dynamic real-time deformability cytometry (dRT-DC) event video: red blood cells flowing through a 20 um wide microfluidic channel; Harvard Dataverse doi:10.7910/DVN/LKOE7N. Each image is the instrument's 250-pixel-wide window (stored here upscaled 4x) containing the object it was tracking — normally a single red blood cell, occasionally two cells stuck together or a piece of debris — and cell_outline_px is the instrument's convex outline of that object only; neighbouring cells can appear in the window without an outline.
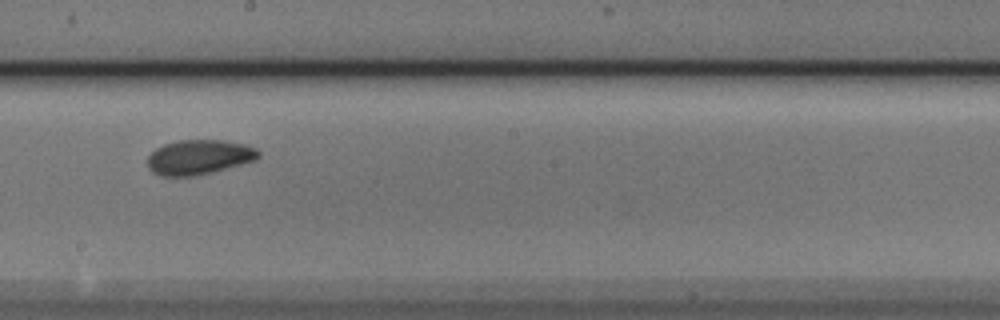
{"species": "Egyptian fruit bat (a non-hibernating species)", "species_latin": "Rousettus aegyptiacus", "temperature_condition": "cold", "stored_images_in_passage": 8, "camera_frame_rate_fps": 3000, "um_per_image_px": 0.085, "animal": {"sex": "male"}, "frame": {"image": 1, "passage_image": 7, "time_ms": 2.0, "image_size_px": [1000, 320], "cell_outline_px": [[260, 156], [256, 160], [228, 168], [196, 176], [160, 176], [152, 172], [148, 168], [148, 156], [156, 148], [164, 144], [180, 140], [224, 140], [244, 144], [256, 148], [260, 152]], "centroid_in_image_um": [16.92, 13.36], "position_along_channel_um": 231.3, "area_um2": 22.6}}
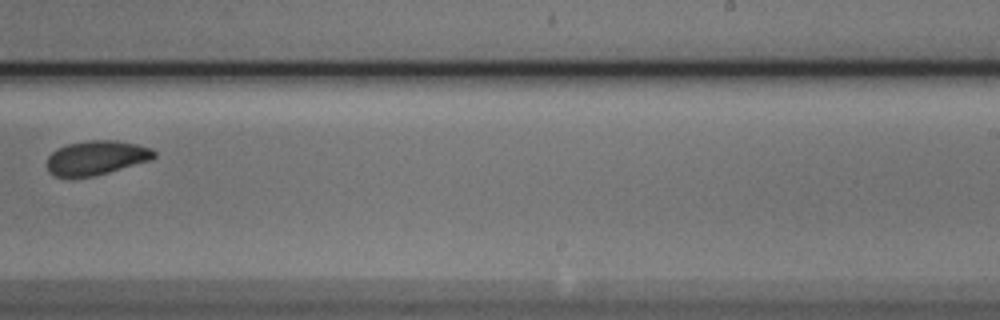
{"frame": {"image": 2, "passage_image": 8, "time_ms": 2.333, "image_size_px": [1000, 320], "cell_outline_px": [[156, 156], [152, 160], [108, 172], [92, 176], [52, 176], [48, 172], [44, 164], [48, 156], [56, 148], [68, 144], [88, 140], [116, 140], [136, 144], [152, 148], [156, 152]], "centroid_in_image_um": [8.16, 13.4], "position_along_channel_um": 280.8, "area_um2": 21.56}}